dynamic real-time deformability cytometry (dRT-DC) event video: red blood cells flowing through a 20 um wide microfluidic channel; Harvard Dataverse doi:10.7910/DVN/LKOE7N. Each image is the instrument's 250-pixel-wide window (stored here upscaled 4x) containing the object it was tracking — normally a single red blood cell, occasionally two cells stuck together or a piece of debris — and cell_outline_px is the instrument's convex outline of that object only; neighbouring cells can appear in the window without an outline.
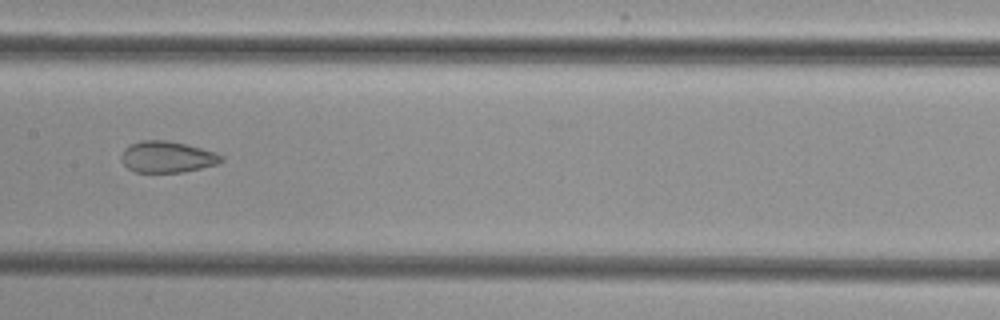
{"species": "common noctule bat (a hibernating species)", "species_latin": "Nyctalus noctula", "temperature_condition": "cold", "stored_images_in_passage": 8, "camera_frame_rate_fps": 3000, "um_per_image_px": 0.085, "animal": {"sex": "female", "body_mass_g": 29.2, "forearm_length_mm": 56.3}, "frame": {"image": 1, "passage_image": 8, "time_ms": 8.667, "image_size_px": [1000, 320], "cell_outline_px": [[224, 160], [216, 164], [200, 168], [180, 172], [136, 172], [128, 168], [120, 160], [120, 156], [124, 148], [140, 140], [168, 140], [216, 152], [224, 156]], "centroid_in_image_um": [14.19, 13.33], "position_along_channel_um": 193.2, "area_um2": 18.21}}